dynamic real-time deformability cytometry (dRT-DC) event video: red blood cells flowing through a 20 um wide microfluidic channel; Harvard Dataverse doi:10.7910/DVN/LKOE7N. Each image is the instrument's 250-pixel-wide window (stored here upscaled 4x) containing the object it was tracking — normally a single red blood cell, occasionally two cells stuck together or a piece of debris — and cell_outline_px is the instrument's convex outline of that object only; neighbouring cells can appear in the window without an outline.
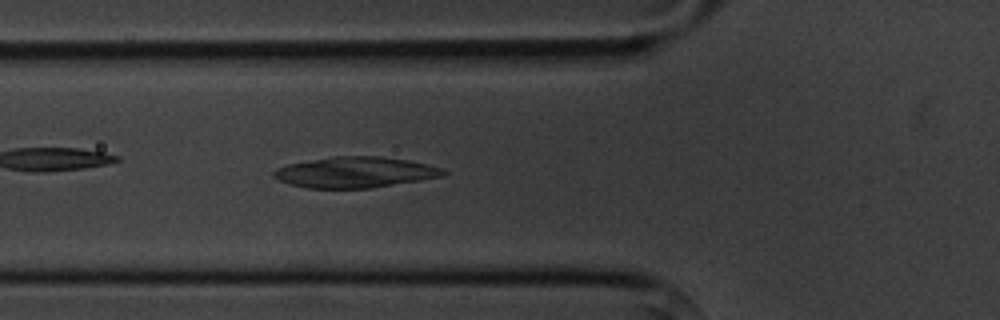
{"species": "common noctule bat (a hibernating species)", "species_latin": "Nyctalus noctula", "temperature_condition": "cold", "stored_images_in_passage": 6, "camera_frame_rate_fps": 3000, "um_per_image_px": 0.085, "animal": {"sex": "male", "body_mass_g": 20.1, "forearm_length_mm": 53.5}, "frame": {"image": 1, "passage_image": 6, "time_ms": 6.667, "image_size_px": [1000, 320], "cell_outline_px": [[448, 172], [444, 176], [372, 188], [308, 188], [288, 184], [272, 176], [272, 172], [276, 168], [288, 164], [332, 156], [380, 156], [408, 160], [428, 164], [444, 168]], "centroid_in_image_um": [30.2, 14.64], "position_along_channel_um": 95.6, "area_um2": 30.58}}